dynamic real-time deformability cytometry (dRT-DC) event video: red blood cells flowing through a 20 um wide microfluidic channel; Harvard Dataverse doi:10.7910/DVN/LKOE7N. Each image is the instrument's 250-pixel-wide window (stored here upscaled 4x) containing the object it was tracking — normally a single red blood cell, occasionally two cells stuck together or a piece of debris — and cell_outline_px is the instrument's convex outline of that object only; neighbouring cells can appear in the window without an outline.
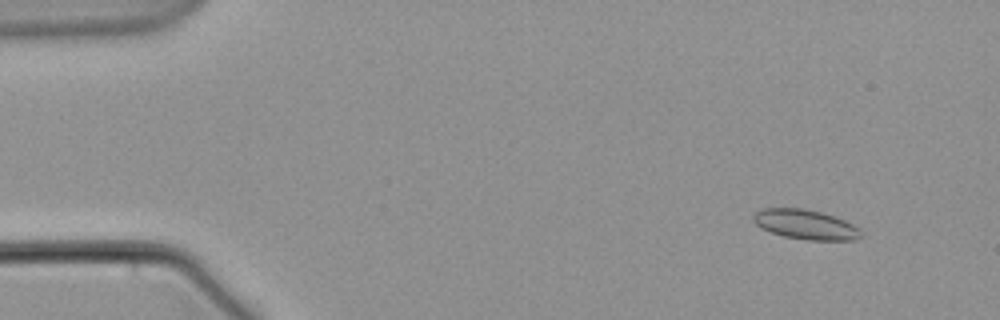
{"species": "common noctule bat (a hibernating species)", "species_latin": "Nyctalus noctula", "temperature_condition": "warm", "stored_images_in_passage": 7, "camera_frame_rate_fps": 3000, "um_per_image_px": 0.085, "animal": {"sex": "male", "body_mass_g": 21.5, "forearm_length_mm": 52.0}, "frame": {"image": 1, "passage_image": 2, "time_ms": 1.333, "image_size_px": [1000, 320], "cell_outline_px": [[864, 232], [856, 240], [808, 240], [784, 236], [760, 228], [752, 220], [752, 216], [760, 208], [804, 208], [836, 216], [860, 228]], "centroid_in_image_um": [68.48, 19.08], "position_along_channel_um": 16.5, "area_um2": 18.79}}
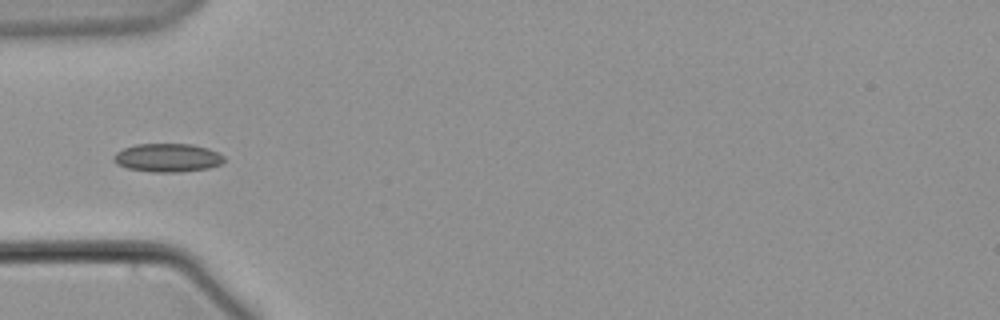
{"frame": {"image": 2, "passage_image": 6, "time_ms": 6.333, "image_size_px": [1000, 320], "cell_outline_px": [[224, 160], [220, 164], [208, 168], [180, 172], [152, 172], [128, 168], [116, 164], [112, 160], [112, 156], [116, 152], [124, 148], [136, 144], [192, 144], [208, 148], [224, 156]], "centroid_in_image_um": [14.21, 13.4], "position_along_channel_um": 70.8, "area_um2": 18.32}}
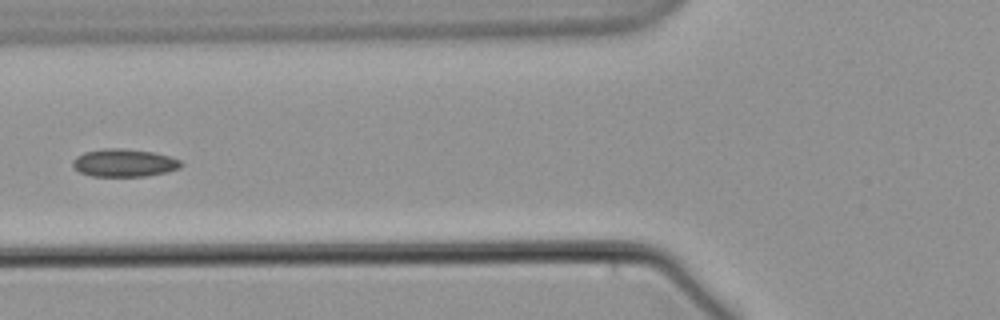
{"frame": {"image": 3, "passage_image": 7, "time_ms": 7.667, "image_size_px": [1000, 320], "cell_outline_px": [[184, 164], [180, 168], [168, 172], [148, 176], [92, 176], [80, 172], [72, 168], [72, 160], [76, 156], [84, 152], [104, 148], [120, 148], [156, 152], [180, 160]], "centroid_in_image_um": [10.55, 13.84], "position_along_channel_um": 115.2, "area_um2": 17.8}}